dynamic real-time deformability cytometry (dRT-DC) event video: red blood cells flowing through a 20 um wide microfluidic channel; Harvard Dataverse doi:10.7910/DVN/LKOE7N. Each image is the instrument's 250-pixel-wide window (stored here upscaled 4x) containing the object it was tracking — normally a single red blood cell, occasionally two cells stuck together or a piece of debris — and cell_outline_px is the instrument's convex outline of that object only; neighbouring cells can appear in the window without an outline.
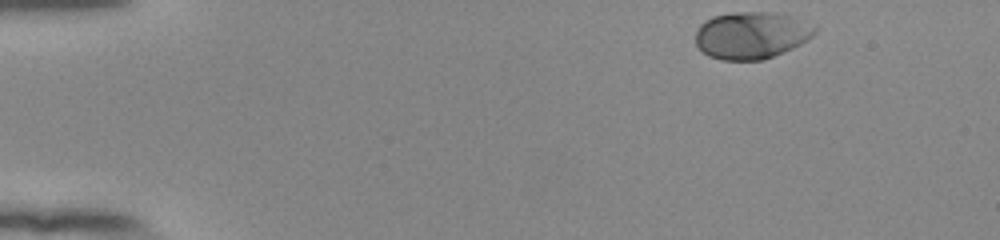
{"species": "human", "species_latin": "Homo sapiens", "temperature_condition": "room temperature", "stored_images_in_passage": 48, "camera_frame_rate_fps": 3000, "um_per_image_px": 0.085, "donor": {"sex": "female"}, "frame": {"image": 1, "passage_image": 1, "time_ms": 0.0, "image_size_px": [1000, 240], "cell_outline_px": [[816, 32], [812, 36], [800, 44], [784, 52], [764, 60], [720, 60], [708, 56], [696, 44], [696, 32], [700, 24], [704, 20], [712, 16], [732, 12], [776, 12], [792, 16], [816, 24]], "centroid_in_image_um": [63.89, 2.98], "position_along_channel_um": 21.1, "area_um2": 33.12}}
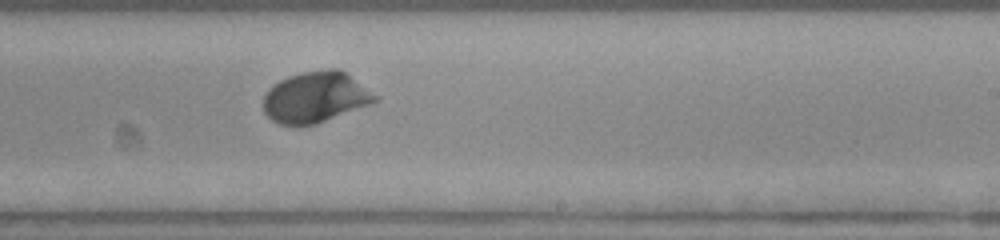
{"frame": {"image": 2, "passage_image": 28, "time_ms": 9.0, "image_size_px": [1000, 240], "cell_outline_px": [[380, 100], [372, 104], [316, 124], [280, 124], [272, 120], [264, 112], [264, 96], [268, 88], [272, 84], [288, 76], [304, 72], [332, 68], [340, 68], [380, 96]], "centroid_in_image_um": [26.86, 8.24], "position_along_channel_um": 262.1, "area_um2": 33.29}}
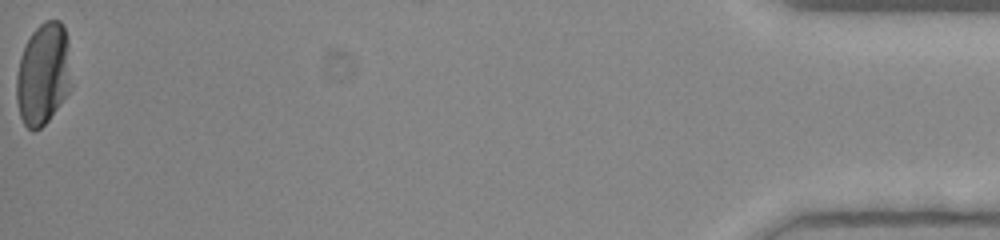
{"frame": {"image": 3, "passage_image": 48, "time_ms": 15.667, "image_size_px": [1000, 240], "cell_outline_px": [[68, 92], [48, 120], [40, 128], [32, 132], [24, 124], [20, 116], [16, 100], [16, 76], [20, 56], [32, 32], [44, 20], [60, 20], [64, 24], [68, 40]], "centroid_in_image_um": [3.62, 6.28], "position_along_channel_um": 431.6, "area_um2": 32.14}, "authors_computed_cell_mechanics": {"area_um2": 31.6455, "velocity_mm_per_s": 3.8822, "shape_relaxation_time_tau1_ms": 2.0504, "shape_relaxation_time_tau2_ms": null, "deformation_change_tau1": 0.1595, "deformation_change_tau2": null}}